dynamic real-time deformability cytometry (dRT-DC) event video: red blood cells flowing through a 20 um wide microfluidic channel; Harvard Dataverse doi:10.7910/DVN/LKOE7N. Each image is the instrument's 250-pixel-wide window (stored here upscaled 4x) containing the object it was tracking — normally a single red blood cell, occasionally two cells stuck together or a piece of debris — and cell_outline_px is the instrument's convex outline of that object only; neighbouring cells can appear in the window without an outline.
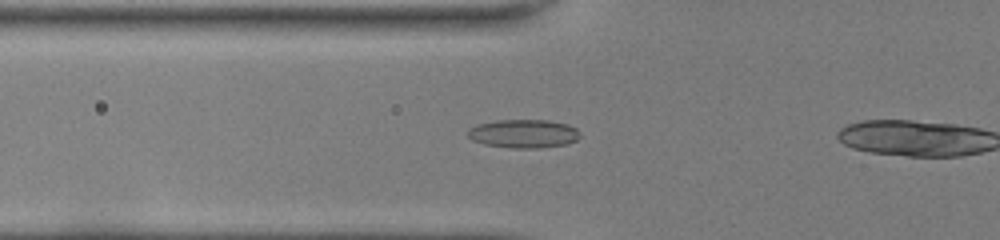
{"species": "common noctule bat (a hibernating species)", "species_latin": "Nyctalus noctula", "temperature_condition": "room temperature", "stored_images_in_passage": 9, "camera_frame_rate_fps": 3000, "um_per_image_px": 0.085, "animal": {"sex": "female", "body_mass_g": 22.0, "forearm_length_mm": 56.7}, "frame": {"image": 1, "passage_image": 8, "time_ms": 2.333, "image_size_px": [1000, 240], "cell_outline_px": [[580, 136], [576, 140], [568, 144], [540, 148], [512, 148], [484, 144], [472, 140], [468, 136], [468, 128], [476, 124], [496, 120], [548, 120], [568, 124], [576, 128], [580, 132]], "centroid_in_image_um": [44.51, 11.36], "position_along_channel_um": 81.3, "area_um2": 18.84}}